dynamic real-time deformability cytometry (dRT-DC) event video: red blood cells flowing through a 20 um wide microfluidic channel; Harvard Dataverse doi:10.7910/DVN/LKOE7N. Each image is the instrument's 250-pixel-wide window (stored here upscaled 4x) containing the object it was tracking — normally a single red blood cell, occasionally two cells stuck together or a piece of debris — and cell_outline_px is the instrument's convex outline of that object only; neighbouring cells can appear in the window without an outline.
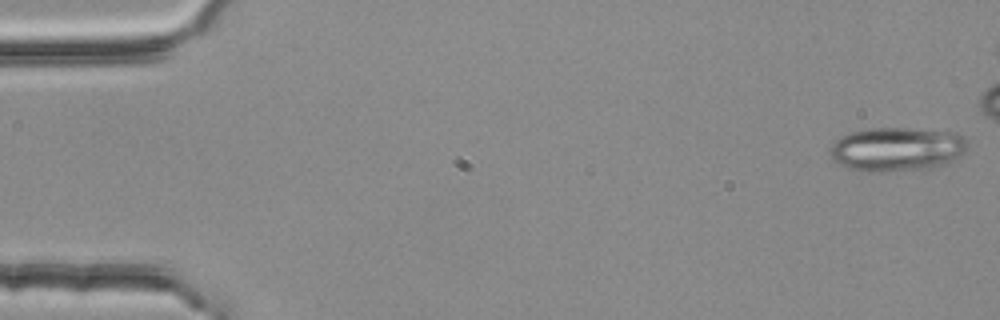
{"species": "common noctule bat (a hibernating species)", "species_latin": "Nyctalus noctula", "temperature_condition": "room temperature", "stored_images_in_passage": 54, "camera_frame_rate_fps": 3000, "um_per_image_px": 0.085, "animal": {"sex": "female", "body_mass_g": 25.1}, "frame": {"image": 1, "passage_image": 1, "time_ms": 0.0, "image_size_px": [1000, 320], "cell_outline_px": [[968, 144], [964, 152], [948, 164], [932, 168], [876, 172], [860, 172], [840, 164], [832, 160], [832, 144], [840, 136], [848, 132], [868, 128], [904, 128], [956, 132], [964, 136], [968, 140]], "centroid_in_image_um": [76.26, 12.68], "position_along_channel_um": 8.7, "area_um2": 35.55}}
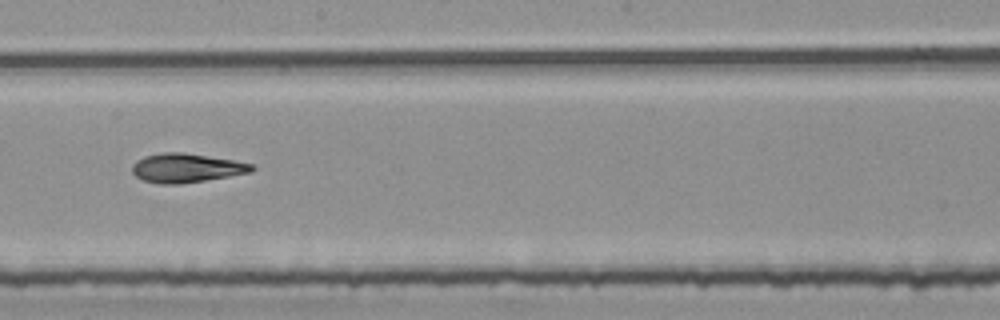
{"frame": {"image": 2, "passage_image": 30, "time_ms": 9.667, "image_size_px": [1000, 320], "cell_outline_px": [[256, 168], [252, 172], [204, 180], [176, 184], [164, 184], [144, 180], [136, 176], [132, 172], [132, 164], [136, 160], [144, 156], [164, 152], [184, 152], [232, 160], [252, 164]], "centroid_in_image_um": [15.82, 14.26], "position_along_channel_um": 232.4, "area_um2": 20.0}}
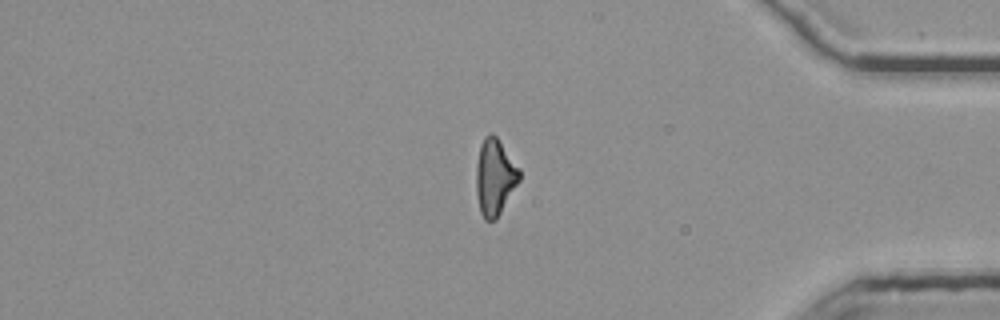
{"frame": {"image": 3, "passage_image": 45, "time_ms": 14.667, "image_size_px": [1000, 320], "cell_outline_px": [[520, 180], [496, 220], [484, 220], [480, 212], [476, 192], [476, 164], [480, 144], [484, 136], [488, 132], [492, 132], [496, 136], [520, 168]], "centroid_in_image_um": [42.05, 15.03], "position_along_channel_um": 393.2, "area_um2": 19.42}, "authors_computed_cell_mechanics": {"area_um2": 19.7965, "velocity_mm_per_s": 3.8011, "shape_relaxation_time_tau1_ms": null, "shape_relaxation_time_tau2_ms": 8.3156, "deformation_change_tau1": null, "deformation_change_tau2": 0.1765}}